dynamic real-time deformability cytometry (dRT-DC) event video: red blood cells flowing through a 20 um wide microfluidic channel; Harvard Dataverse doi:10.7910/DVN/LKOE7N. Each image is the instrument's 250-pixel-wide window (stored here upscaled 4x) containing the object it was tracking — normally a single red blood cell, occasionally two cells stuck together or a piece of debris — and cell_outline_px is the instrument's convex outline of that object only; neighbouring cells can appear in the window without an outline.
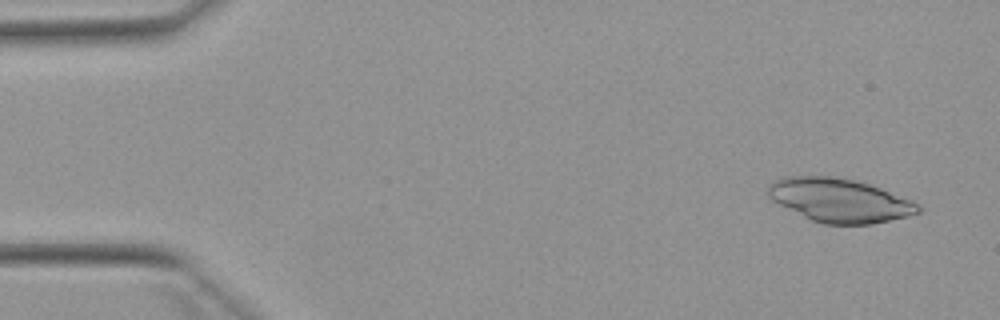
{"species": "Egyptian fruit bat (a non-hibernating species)", "species_latin": "Rousettus aegyptiacus", "temperature_condition": "warm", "stored_images_in_passage": 52, "camera_frame_rate_fps": 3000, "um_per_image_px": 0.085, "animal": {"sex": "female"}, "frame": {"image": 1, "passage_image": 3, "time_ms": 0.667, "image_size_px": [1000, 320], "cell_outline_px": [[920, 212], [908, 216], [872, 224], [824, 224], [812, 220], [772, 200], [768, 196], [768, 184], [780, 176], [832, 176], [852, 180], [868, 184], [880, 188], [912, 200], [920, 208]], "centroid_in_image_um": [71.34, 17.02], "position_along_channel_um": 13.7, "area_um2": 37.86}}